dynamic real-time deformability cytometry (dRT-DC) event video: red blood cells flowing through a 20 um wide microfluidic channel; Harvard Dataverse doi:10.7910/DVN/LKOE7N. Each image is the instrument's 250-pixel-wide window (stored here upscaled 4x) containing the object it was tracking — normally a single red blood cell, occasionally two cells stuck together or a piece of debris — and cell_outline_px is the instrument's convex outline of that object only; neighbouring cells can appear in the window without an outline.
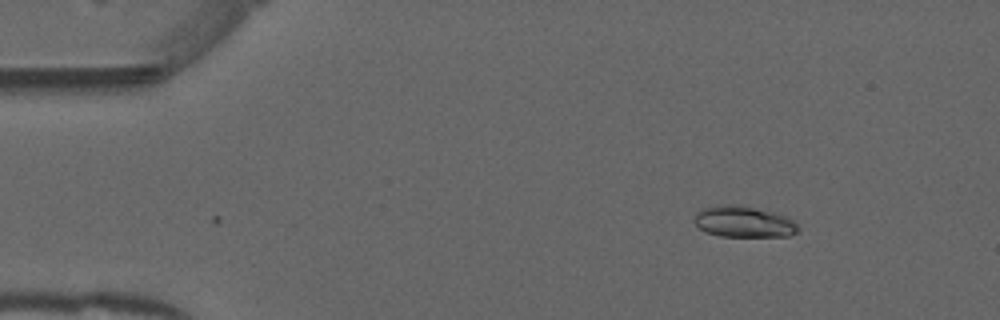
{"species": "common noctule bat (a hibernating species)", "species_latin": "Nyctalus noctula", "temperature_condition": "warm", "stored_images_in_passage": 2, "camera_frame_rate_fps": 3000, "um_per_image_px": 0.085, "animal": {"sex": "male", "forearm_length_mm": 52.5}, "frame": {"image": 1, "passage_image": 1, "time_ms": 0.0, "image_size_px": [1000, 320], "cell_outline_px": [[800, 232], [788, 236], [720, 236], [704, 232], [692, 220], [696, 212], [704, 208], [724, 204], [736, 204], [756, 208], [788, 216], [800, 228]], "centroid_in_image_um": [63.22, 18.85], "position_along_channel_um": 21.8, "area_um2": 19.02}}